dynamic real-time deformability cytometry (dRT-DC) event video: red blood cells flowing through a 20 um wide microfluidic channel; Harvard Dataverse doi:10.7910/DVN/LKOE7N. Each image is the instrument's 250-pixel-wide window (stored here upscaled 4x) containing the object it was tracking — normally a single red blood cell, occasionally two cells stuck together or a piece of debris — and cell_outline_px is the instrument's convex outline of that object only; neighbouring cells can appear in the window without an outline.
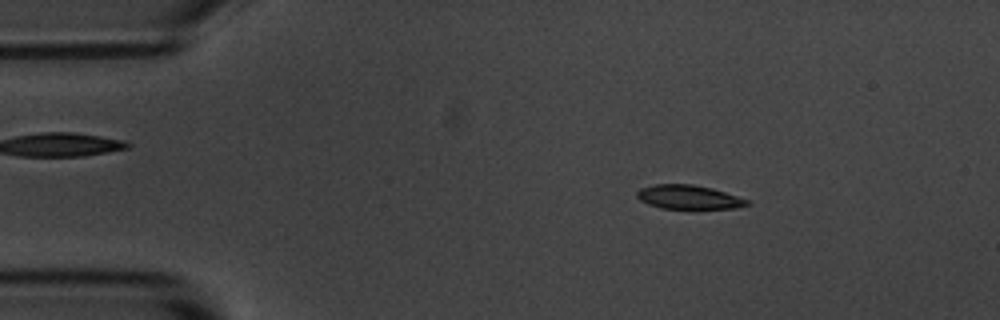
{"species": "common noctule bat (a hibernating species)", "species_latin": "Nyctalus noctula", "temperature_condition": "room temperature", "stored_images_in_passage": 3, "camera_frame_rate_fps": 3000, "um_per_image_px": 0.085, "animal": {"sex": "male", "body_mass_g": 20.1, "forearm_length_mm": 53.5}, "frame": {"image": 1, "passage_image": 2, "time_ms": 0.333, "image_size_px": [1000, 320], "cell_outline_px": [[752, 204], [736, 208], [660, 208], [648, 204], [640, 200], [636, 196], [636, 192], [640, 188], [652, 184], [692, 184], [712, 188], [748, 200]], "centroid_in_image_um": [58.5, 16.74], "position_along_channel_um": 26.5, "area_um2": 15.32}}